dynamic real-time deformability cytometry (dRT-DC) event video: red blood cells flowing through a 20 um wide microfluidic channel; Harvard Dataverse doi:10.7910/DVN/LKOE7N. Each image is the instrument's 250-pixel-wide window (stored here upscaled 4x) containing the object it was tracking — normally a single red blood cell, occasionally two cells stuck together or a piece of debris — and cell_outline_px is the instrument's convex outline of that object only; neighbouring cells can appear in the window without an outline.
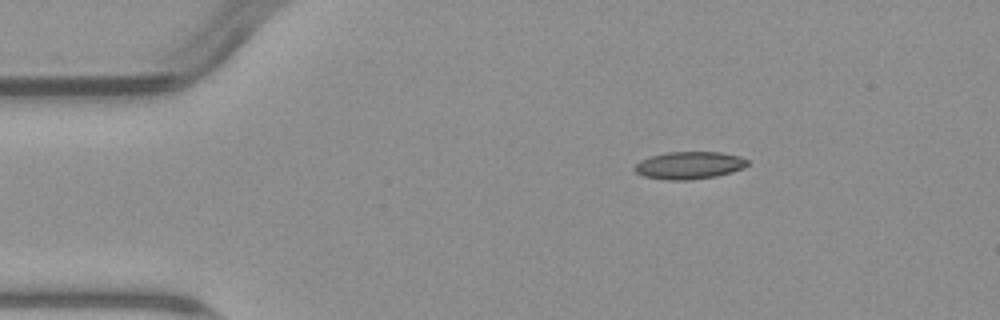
{"species": "common noctule bat (a hibernating species)", "species_latin": "Nyctalus noctula", "temperature_condition": "warm", "stored_images_in_passage": 3, "camera_frame_rate_fps": 3000, "um_per_image_px": 0.085, "animal": {"sex": "male", "body_mass_g": 23.1, "forearm_length_mm": 52.7}, "frame": {"image": 1, "passage_image": 1, "time_ms": 0.0, "image_size_px": [1000, 320], "cell_outline_px": [[748, 164], [744, 168], [732, 172], [716, 176], [692, 180], [668, 180], [644, 176], [636, 172], [632, 168], [640, 160], [652, 156], [668, 152], [720, 152], [740, 156], [748, 160]], "centroid_in_image_um": [58.6, 14.05], "position_along_channel_um": 26.4, "area_um2": 18.09}}
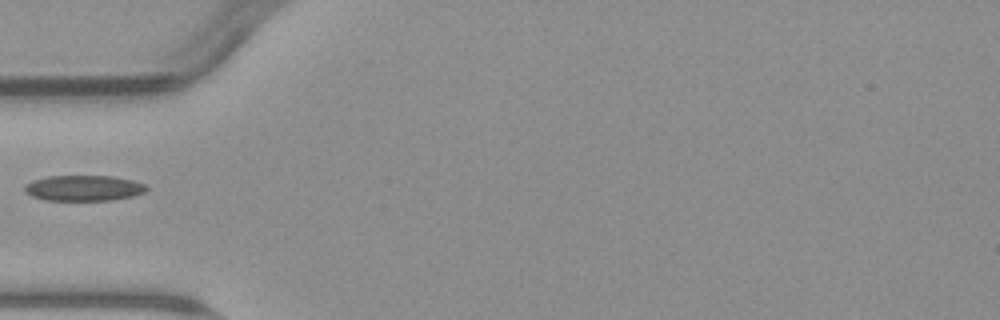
{"frame": {"image": 2, "passage_image": 3, "time_ms": 3.0, "image_size_px": [1000, 320], "cell_outline_px": [[148, 188], [144, 192], [132, 196], [112, 200], [44, 200], [32, 196], [24, 192], [24, 184], [32, 180], [48, 176], [112, 176], [132, 180], [144, 184]], "centroid_in_image_um": [7.07, 15.98], "position_along_channel_um": 77.9, "area_um2": 18.21}}